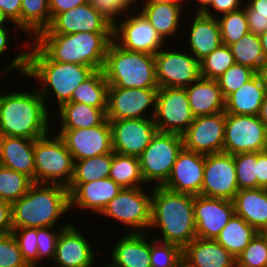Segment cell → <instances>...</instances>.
Returning <instances> with one entry per match:
<instances>
[{
  "instance_id": "6da1fadb",
  "label": "cell",
  "mask_w": 267,
  "mask_h": 267,
  "mask_svg": "<svg viewBox=\"0 0 267 267\" xmlns=\"http://www.w3.org/2000/svg\"><path fill=\"white\" fill-rule=\"evenodd\" d=\"M25 42L24 47H31L18 52L8 66L0 72V78L13 70L23 77L36 78L42 85L38 92L43 97L46 105L50 93L55 95L57 106L68 102L75 89L87 80L96 70L87 65L75 63H60L52 61L33 41ZM24 51V52H23ZM4 70V71H3ZM43 83V84H42ZM53 90V91H52ZM48 96V97H47Z\"/></svg>"
},
{
  "instance_id": "7a4b0ae2",
  "label": "cell",
  "mask_w": 267,
  "mask_h": 267,
  "mask_svg": "<svg viewBox=\"0 0 267 267\" xmlns=\"http://www.w3.org/2000/svg\"><path fill=\"white\" fill-rule=\"evenodd\" d=\"M150 228L162 233L155 239L184 249L196 238L194 196L153 186Z\"/></svg>"
},
{
  "instance_id": "3957f363",
  "label": "cell",
  "mask_w": 267,
  "mask_h": 267,
  "mask_svg": "<svg viewBox=\"0 0 267 267\" xmlns=\"http://www.w3.org/2000/svg\"><path fill=\"white\" fill-rule=\"evenodd\" d=\"M50 115L38 89L4 93L0 95V136L39 139L51 131Z\"/></svg>"
},
{
  "instance_id": "277c9868",
  "label": "cell",
  "mask_w": 267,
  "mask_h": 267,
  "mask_svg": "<svg viewBox=\"0 0 267 267\" xmlns=\"http://www.w3.org/2000/svg\"><path fill=\"white\" fill-rule=\"evenodd\" d=\"M32 40L52 61L102 70L113 32L38 34Z\"/></svg>"
},
{
  "instance_id": "5b68a950",
  "label": "cell",
  "mask_w": 267,
  "mask_h": 267,
  "mask_svg": "<svg viewBox=\"0 0 267 267\" xmlns=\"http://www.w3.org/2000/svg\"><path fill=\"white\" fill-rule=\"evenodd\" d=\"M69 210V192L66 187L33 183L27 193L11 205L12 227H56Z\"/></svg>"
},
{
  "instance_id": "8992f818",
  "label": "cell",
  "mask_w": 267,
  "mask_h": 267,
  "mask_svg": "<svg viewBox=\"0 0 267 267\" xmlns=\"http://www.w3.org/2000/svg\"><path fill=\"white\" fill-rule=\"evenodd\" d=\"M109 86L158 89L155 56L110 43L102 68Z\"/></svg>"
},
{
  "instance_id": "52a82bcc",
  "label": "cell",
  "mask_w": 267,
  "mask_h": 267,
  "mask_svg": "<svg viewBox=\"0 0 267 267\" xmlns=\"http://www.w3.org/2000/svg\"><path fill=\"white\" fill-rule=\"evenodd\" d=\"M35 183L68 188L74 174V160L64 140L56 134L34 141Z\"/></svg>"
},
{
  "instance_id": "ba28073f",
  "label": "cell",
  "mask_w": 267,
  "mask_h": 267,
  "mask_svg": "<svg viewBox=\"0 0 267 267\" xmlns=\"http://www.w3.org/2000/svg\"><path fill=\"white\" fill-rule=\"evenodd\" d=\"M183 147L182 135L157 131L139 157L145 184L150 182L154 186H163Z\"/></svg>"
},
{
  "instance_id": "9c48e42d",
  "label": "cell",
  "mask_w": 267,
  "mask_h": 267,
  "mask_svg": "<svg viewBox=\"0 0 267 267\" xmlns=\"http://www.w3.org/2000/svg\"><path fill=\"white\" fill-rule=\"evenodd\" d=\"M149 192L150 195L143 187L122 188L101 215L132 228L130 232L144 233V229H150L151 221L152 190Z\"/></svg>"
},
{
  "instance_id": "30bf717a",
  "label": "cell",
  "mask_w": 267,
  "mask_h": 267,
  "mask_svg": "<svg viewBox=\"0 0 267 267\" xmlns=\"http://www.w3.org/2000/svg\"><path fill=\"white\" fill-rule=\"evenodd\" d=\"M267 150V127L258 115L225 114L224 152L237 154Z\"/></svg>"
},
{
  "instance_id": "8fae6325",
  "label": "cell",
  "mask_w": 267,
  "mask_h": 267,
  "mask_svg": "<svg viewBox=\"0 0 267 267\" xmlns=\"http://www.w3.org/2000/svg\"><path fill=\"white\" fill-rule=\"evenodd\" d=\"M194 118L185 88H158L154 121L159 132L183 135Z\"/></svg>"
},
{
  "instance_id": "7c38bea8",
  "label": "cell",
  "mask_w": 267,
  "mask_h": 267,
  "mask_svg": "<svg viewBox=\"0 0 267 267\" xmlns=\"http://www.w3.org/2000/svg\"><path fill=\"white\" fill-rule=\"evenodd\" d=\"M157 91L158 89L109 86L107 120L154 118ZM146 112L152 113L150 117Z\"/></svg>"
},
{
  "instance_id": "4fadbf2b",
  "label": "cell",
  "mask_w": 267,
  "mask_h": 267,
  "mask_svg": "<svg viewBox=\"0 0 267 267\" xmlns=\"http://www.w3.org/2000/svg\"><path fill=\"white\" fill-rule=\"evenodd\" d=\"M163 49L154 55L159 88H185L201 77L199 61L193 54Z\"/></svg>"
},
{
  "instance_id": "5bb4252c",
  "label": "cell",
  "mask_w": 267,
  "mask_h": 267,
  "mask_svg": "<svg viewBox=\"0 0 267 267\" xmlns=\"http://www.w3.org/2000/svg\"><path fill=\"white\" fill-rule=\"evenodd\" d=\"M238 191L234 155L226 152L205 155L200 195L233 201Z\"/></svg>"
},
{
  "instance_id": "9a60e30c",
  "label": "cell",
  "mask_w": 267,
  "mask_h": 267,
  "mask_svg": "<svg viewBox=\"0 0 267 267\" xmlns=\"http://www.w3.org/2000/svg\"><path fill=\"white\" fill-rule=\"evenodd\" d=\"M130 15L113 26V40L121 48L155 55L165 47V41L139 11Z\"/></svg>"
},
{
  "instance_id": "2e32d148",
  "label": "cell",
  "mask_w": 267,
  "mask_h": 267,
  "mask_svg": "<svg viewBox=\"0 0 267 267\" xmlns=\"http://www.w3.org/2000/svg\"><path fill=\"white\" fill-rule=\"evenodd\" d=\"M114 152L139 158L157 133L154 118L108 120Z\"/></svg>"
},
{
  "instance_id": "e0dca14e",
  "label": "cell",
  "mask_w": 267,
  "mask_h": 267,
  "mask_svg": "<svg viewBox=\"0 0 267 267\" xmlns=\"http://www.w3.org/2000/svg\"><path fill=\"white\" fill-rule=\"evenodd\" d=\"M57 133L65 142L73 160H83L112 153L110 122L86 129H60Z\"/></svg>"
},
{
  "instance_id": "ac0fdd59",
  "label": "cell",
  "mask_w": 267,
  "mask_h": 267,
  "mask_svg": "<svg viewBox=\"0 0 267 267\" xmlns=\"http://www.w3.org/2000/svg\"><path fill=\"white\" fill-rule=\"evenodd\" d=\"M225 111L197 116L183 136L184 148L200 154L224 152Z\"/></svg>"
},
{
  "instance_id": "d6986e66",
  "label": "cell",
  "mask_w": 267,
  "mask_h": 267,
  "mask_svg": "<svg viewBox=\"0 0 267 267\" xmlns=\"http://www.w3.org/2000/svg\"><path fill=\"white\" fill-rule=\"evenodd\" d=\"M77 32H113V26L88 2L57 14L50 26L39 34Z\"/></svg>"
},
{
  "instance_id": "ffe728a7",
  "label": "cell",
  "mask_w": 267,
  "mask_h": 267,
  "mask_svg": "<svg viewBox=\"0 0 267 267\" xmlns=\"http://www.w3.org/2000/svg\"><path fill=\"white\" fill-rule=\"evenodd\" d=\"M204 167V154L189 151L183 147L163 187L176 193L200 195Z\"/></svg>"
},
{
  "instance_id": "44dd1931",
  "label": "cell",
  "mask_w": 267,
  "mask_h": 267,
  "mask_svg": "<svg viewBox=\"0 0 267 267\" xmlns=\"http://www.w3.org/2000/svg\"><path fill=\"white\" fill-rule=\"evenodd\" d=\"M234 213L233 201L194 196L196 237L215 240Z\"/></svg>"
},
{
  "instance_id": "7402d4cb",
  "label": "cell",
  "mask_w": 267,
  "mask_h": 267,
  "mask_svg": "<svg viewBox=\"0 0 267 267\" xmlns=\"http://www.w3.org/2000/svg\"><path fill=\"white\" fill-rule=\"evenodd\" d=\"M76 227L70 223L61 230L52 260L56 267H95L97 253L94 254L91 242Z\"/></svg>"
},
{
  "instance_id": "603a6c76",
  "label": "cell",
  "mask_w": 267,
  "mask_h": 267,
  "mask_svg": "<svg viewBox=\"0 0 267 267\" xmlns=\"http://www.w3.org/2000/svg\"><path fill=\"white\" fill-rule=\"evenodd\" d=\"M67 189L70 209L76 207L100 215L122 187L111 178H103L88 183H70Z\"/></svg>"
},
{
  "instance_id": "cb8c5ba5",
  "label": "cell",
  "mask_w": 267,
  "mask_h": 267,
  "mask_svg": "<svg viewBox=\"0 0 267 267\" xmlns=\"http://www.w3.org/2000/svg\"><path fill=\"white\" fill-rule=\"evenodd\" d=\"M186 267H236V258L213 239L196 237L183 249Z\"/></svg>"
},
{
  "instance_id": "d4e9b609",
  "label": "cell",
  "mask_w": 267,
  "mask_h": 267,
  "mask_svg": "<svg viewBox=\"0 0 267 267\" xmlns=\"http://www.w3.org/2000/svg\"><path fill=\"white\" fill-rule=\"evenodd\" d=\"M34 141L0 136V165L28 176L35 183Z\"/></svg>"
},
{
  "instance_id": "484cf974",
  "label": "cell",
  "mask_w": 267,
  "mask_h": 267,
  "mask_svg": "<svg viewBox=\"0 0 267 267\" xmlns=\"http://www.w3.org/2000/svg\"><path fill=\"white\" fill-rule=\"evenodd\" d=\"M144 233L125 234L111 250V261L118 267H151L150 238Z\"/></svg>"
},
{
  "instance_id": "4316f807",
  "label": "cell",
  "mask_w": 267,
  "mask_h": 267,
  "mask_svg": "<svg viewBox=\"0 0 267 267\" xmlns=\"http://www.w3.org/2000/svg\"><path fill=\"white\" fill-rule=\"evenodd\" d=\"M185 90L194 117L224 112L225 98L216 80L200 77Z\"/></svg>"
},
{
  "instance_id": "83f0119b",
  "label": "cell",
  "mask_w": 267,
  "mask_h": 267,
  "mask_svg": "<svg viewBox=\"0 0 267 267\" xmlns=\"http://www.w3.org/2000/svg\"><path fill=\"white\" fill-rule=\"evenodd\" d=\"M189 31L188 38L190 37V42L188 44H190V53L198 61H201L222 44L220 28L216 17L196 13Z\"/></svg>"
},
{
  "instance_id": "f1b7e54d",
  "label": "cell",
  "mask_w": 267,
  "mask_h": 267,
  "mask_svg": "<svg viewBox=\"0 0 267 267\" xmlns=\"http://www.w3.org/2000/svg\"><path fill=\"white\" fill-rule=\"evenodd\" d=\"M266 95V89L257 73L240 89L225 98V114L258 115Z\"/></svg>"
},
{
  "instance_id": "f546056e",
  "label": "cell",
  "mask_w": 267,
  "mask_h": 267,
  "mask_svg": "<svg viewBox=\"0 0 267 267\" xmlns=\"http://www.w3.org/2000/svg\"><path fill=\"white\" fill-rule=\"evenodd\" d=\"M235 214L252 225L258 232L267 227V189H242L234 199Z\"/></svg>"
},
{
  "instance_id": "4dcf8cb0",
  "label": "cell",
  "mask_w": 267,
  "mask_h": 267,
  "mask_svg": "<svg viewBox=\"0 0 267 267\" xmlns=\"http://www.w3.org/2000/svg\"><path fill=\"white\" fill-rule=\"evenodd\" d=\"M141 7L139 12L151 23L165 42L166 38L178 33L183 6L144 2Z\"/></svg>"
},
{
  "instance_id": "1f68e13d",
  "label": "cell",
  "mask_w": 267,
  "mask_h": 267,
  "mask_svg": "<svg viewBox=\"0 0 267 267\" xmlns=\"http://www.w3.org/2000/svg\"><path fill=\"white\" fill-rule=\"evenodd\" d=\"M60 129H86L102 125L107 120V110L79 102H65L58 108Z\"/></svg>"
},
{
  "instance_id": "d6a6232c",
  "label": "cell",
  "mask_w": 267,
  "mask_h": 267,
  "mask_svg": "<svg viewBox=\"0 0 267 267\" xmlns=\"http://www.w3.org/2000/svg\"><path fill=\"white\" fill-rule=\"evenodd\" d=\"M258 231L235 213L216 237V241L237 258Z\"/></svg>"
},
{
  "instance_id": "836d02e7",
  "label": "cell",
  "mask_w": 267,
  "mask_h": 267,
  "mask_svg": "<svg viewBox=\"0 0 267 267\" xmlns=\"http://www.w3.org/2000/svg\"><path fill=\"white\" fill-rule=\"evenodd\" d=\"M20 29L35 38L46 30L51 23L49 0H22Z\"/></svg>"
},
{
  "instance_id": "e575fe53",
  "label": "cell",
  "mask_w": 267,
  "mask_h": 267,
  "mask_svg": "<svg viewBox=\"0 0 267 267\" xmlns=\"http://www.w3.org/2000/svg\"><path fill=\"white\" fill-rule=\"evenodd\" d=\"M108 87L103 71L96 70L73 92L68 102L84 103L95 108L107 110Z\"/></svg>"
},
{
  "instance_id": "d590c367",
  "label": "cell",
  "mask_w": 267,
  "mask_h": 267,
  "mask_svg": "<svg viewBox=\"0 0 267 267\" xmlns=\"http://www.w3.org/2000/svg\"><path fill=\"white\" fill-rule=\"evenodd\" d=\"M109 178L122 188L144 187L145 183L141 175L139 158L114 151Z\"/></svg>"
},
{
  "instance_id": "8d00e7d4",
  "label": "cell",
  "mask_w": 267,
  "mask_h": 267,
  "mask_svg": "<svg viewBox=\"0 0 267 267\" xmlns=\"http://www.w3.org/2000/svg\"><path fill=\"white\" fill-rule=\"evenodd\" d=\"M235 63L247 66L258 73L266 61L259 35L246 33L237 42L229 46Z\"/></svg>"
},
{
  "instance_id": "74e56055",
  "label": "cell",
  "mask_w": 267,
  "mask_h": 267,
  "mask_svg": "<svg viewBox=\"0 0 267 267\" xmlns=\"http://www.w3.org/2000/svg\"><path fill=\"white\" fill-rule=\"evenodd\" d=\"M112 158L113 152L74 161V174L71 183H88L109 178Z\"/></svg>"
},
{
  "instance_id": "f35d334b",
  "label": "cell",
  "mask_w": 267,
  "mask_h": 267,
  "mask_svg": "<svg viewBox=\"0 0 267 267\" xmlns=\"http://www.w3.org/2000/svg\"><path fill=\"white\" fill-rule=\"evenodd\" d=\"M32 184L25 174L0 165V200L12 205L27 193Z\"/></svg>"
},
{
  "instance_id": "ab89813d",
  "label": "cell",
  "mask_w": 267,
  "mask_h": 267,
  "mask_svg": "<svg viewBox=\"0 0 267 267\" xmlns=\"http://www.w3.org/2000/svg\"><path fill=\"white\" fill-rule=\"evenodd\" d=\"M235 63L229 46L221 44L208 56L199 61L200 76L206 79L217 80Z\"/></svg>"
},
{
  "instance_id": "60d3db41",
  "label": "cell",
  "mask_w": 267,
  "mask_h": 267,
  "mask_svg": "<svg viewBox=\"0 0 267 267\" xmlns=\"http://www.w3.org/2000/svg\"><path fill=\"white\" fill-rule=\"evenodd\" d=\"M222 44L230 46L249 32L247 17L243 8L217 17Z\"/></svg>"
},
{
  "instance_id": "b9f144b4",
  "label": "cell",
  "mask_w": 267,
  "mask_h": 267,
  "mask_svg": "<svg viewBox=\"0 0 267 267\" xmlns=\"http://www.w3.org/2000/svg\"><path fill=\"white\" fill-rule=\"evenodd\" d=\"M151 267H180L183 264V249L177 245L150 240Z\"/></svg>"
},
{
  "instance_id": "7bdbcfd3",
  "label": "cell",
  "mask_w": 267,
  "mask_h": 267,
  "mask_svg": "<svg viewBox=\"0 0 267 267\" xmlns=\"http://www.w3.org/2000/svg\"><path fill=\"white\" fill-rule=\"evenodd\" d=\"M239 190L257 188V152L234 154Z\"/></svg>"
},
{
  "instance_id": "ee69618b",
  "label": "cell",
  "mask_w": 267,
  "mask_h": 267,
  "mask_svg": "<svg viewBox=\"0 0 267 267\" xmlns=\"http://www.w3.org/2000/svg\"><path fill=\"white\" fill-rule=\"evenodd\" d=\"M256 74L257 73L253 69L234 63L216 81L221 89L223 97L226 98L232 92L240 89Z\"/></svg>"
},
{
  "instance_id": "f6af8a7d",
  "label": "cell",
  "mask_w": 267,
  "mask_h": 267,
  "mask_svg": "<svg viewBox=\"0 0 267 267\" xmlns=\"http://www.w3.org/2000/svg\"><path fill=\"white\" fill-rule=\"evenodd\" d=\"M236 267H267V242L260 232L236 258Z\"/></svg>"
},
{
  "instance_id": "bcb514c9",
  "label": "cell",
  "mask_w": 267,
  "mask_h": 267,
  "mask_svg": "<svg viewBox=\"0 0 267 267\" xmlns=\"http://www.w3.org/2000/svg\"><path fill=\"white\" fill-rule=\"evenodd\" d=\"M12 234L16 238L21 255L29 267H37L38 251H37V228H15Z\"/></svg>"
},
{
  "instance_id": "7dc6e473",
  "label": "cell",
  "mask_w": 267,
  "mask_h": 267,
  "mask_svg": "<svg viewBox=\"0 0 267 267\" xmlns=\"http://www.w3.org/2000/svg\"><path fill=\"white\" fill-rule=\"evenodd\" d=\"M243 9L248 22L249 32L261 35L267 32V0H248Z\"/></svg>"
},
{
  "instance_id": "c3c4849f",
  "label": "cell",
  "mask_w": 267,
  "mask_h": 267,
  "mask_svg": "<svg viewBox=\"0 0 267 267\" xmlns=\"http://www.w3.org/2000/svg\"><path fill=\"white\" fill-rule=\"evenodd\" d=\"M92 5L112 26L119 20L118 16L128 15L130 7L136 3V0H89ZM130 9V10H129ZM117 16V17H116Z\"/></svg>"
},
{
  "instance_id": "681fc988",
  "label": "cell",
  "mask_w": 267,
  "mask_h": 267,
  "mask_svg": "<svg viewBox=\"0 0 267 267\" xmlns=\"http://www.w3.org/2000/svg\"><path fill=\"white\" fill-rule=\"evenodd\" d=\"M0 267H29L12 233L0 235Z\"/></svg>"
},
{
  "instance_id": "f907efd6",
  "label": "cell",
  "mask_w": 267,
  "mask_h": 267,
  "mask_svg": "<svg viewBox=\"0 0 267 267\" xmlns=\"http://www.w3.org/2000/svg\"><path fill=\"white\" fill-rule=\"evenodd\" d=\"M70 223L64 224L63 226L60 224L59 230H55L56 227H43L37 228V251H38V265L43 262L42 260L50 259L53 260L56 250V243L58 237L61 233V230L69 225ZM53 229V230H52ZM40 262V263H39Z\"/></svg>"
},
{
  "instance_id": "816d5d0a",
  "label": "cell",
  "mask_w": 267,
  "mask_h": 267,
  "mask_svg": "<svg viewBox=\"0 0 267 267\" xmlns=\"http://www.w3.org/2000/svg\"><path fill=\"white\" fill-rule=\"evenodd\" d=\"M242 2L243 1L241 0H212L210 7H208L203 14L217 18L223 14L234 12L243 8L244 5ZM213 11L217 14L216 16L213 14Z\"/></svg>"
},
{
  "instance_id": "f5cc1de1",
  "label": "cell",
  "mask_w": 267,
  "mask_h": 267,
  "mask_svg": "<svg viewBox=\"0 0 267 267\" xmlns=\"http://www.w3.org/2000/svg\"><path fill=\"white\" fill-rule=\"evenodd\" d=\"M22 0H0V10L20 30Z\"/></svg>"
},
{
  "instance_id": "db71d44e",
  "label": "cell",
  "mask_w": 267,
  "mask_h": 267,
  "mask_svg": "<svg viewBox=\"0 0 267 267\" xmlns=\"http://www.w3.org/2000/svg\"><path fill=\"white\" fill-rule=\"evenodd\" d=\"M89 0H49L51 20L60 13L73 9L76 6L88 3Z\"/></svg>"
},
{
  "instance_id": "11a10c76",
  "label": "cell",
  "mask_w": 267,
  "mask_h": 267,
  "mask_svg": "<svg viewBox=\"0 0 267 267\" xmlns=\"http://www.w3.org/2000/svg\"><path fill=\"white\" fill-rule=\"evenodd\" d=\"M11 204L0 200V235L12 233Z\"/></svg>"
},
{
  "instance_id": "9f6ffc18",
  "label": "cell",
  "mask_w": 267,
  "mask_h": 267,
  "mask_svg": "<svg viewBox=\"0 0 267 267\" xmlns=\"http://www.w3.org/2000/svg\"><path fill=\"white\" fill-rule=\"evenodd\" d=\"M257 188L267 189V150L257 152Z\"/></svg>"
},
{
  "instance_id": "6f0895ef",
  "label": "cell",
  "mask_w": 267,
  "mask_h": 267,
  "mask_svg": "<svg viewBox=\"0 0 267 267\" xmlns=\"http://www.w3.org/2000/svg\"><path fill=\"white\" fill-rule=\"evenodd\" d=\"M8 27H0V56L4 55L6 50L9 49V31L7 29Z\"/></svg>"
},
{
  "instance_id": "680465c9",
  "label": "cell",
  "mask_w": 267,
  "mask_h": 267,
  "mask_svg": "<svg viewBox=\"0 0 267 267\" xmlns=\"http://www.w3.org/2000/svg\"><path fill=\"white\" fill-rule=\"evenodd\" d=\"M258 117L261 122L267 127V93L264 97Z\"/></svg>"
},
{
  "instance_id": "91938a15",
  "label": "cell",
  "mask_w": 267,
  "mask_h": 267,
  "mask_svg": "<svg viewBox=\"0 0 267 267\" xmlns=\"http://www.w3.org/2000/svg\"><path fill=\"white\" fill-rule=\"evenodd\" d=\"M197 11L195 13H203L211 4L212 0H196Z\"/></svg>"
},
{
  "instance_id": "94428289",
  "label": "cell",
  "mask_w": 267,
  "mask_h": 267,
  "mask_svg": "<svg viewBox=\"0 0 267 267\" xmlns=\"http://www.w3.org/2000/svg\"><path fill=\"white\" fill-rule=\"evenodd\" d=\"M258 74L260 75L264 87L266 89V93H267V61H265L260 69V71L258 72Z\"/></svg>"
},
{
  "instance_id": "6125c7cd",
  "label": "cell",
  "mask_w": 267,
  "mask_h": 267,
  "mask_svg": "<svg viewBox=\"0 0 267 267\" xmlns=\"http://www.w3.org/2000/svg\"><path fill=\"white\" fill-rule=\"evenodd\" d=\"M260 43L264 52V58L267 61V32L259 35Z\"/></svg>"
},
{
  "instance_id": "be15d7a7",
  "label": "cell",
  "mask_w": 267,
  "mask_h": 267,
  "mask_svg": "<svg viewBox=\"0 0 267 267\" xmlns=\"http://www.w3.org/2000/svg\"><path fill=\"white\" fill-rule=\"evenodd\" d=\"M151 2V3H169L182 6V1L184 0H143V2Z\"/></svg>"
},
{
  "instance_id": "e7e4bbea",
  "label": "cell",
  "mask_w": 267,
  "mask_h": 267,
  "mask_svg": "<svg viewBox=\"0 0 267 267\" xmlns=\"http://www.w3.org/2000/svg\"><path fill=\"white\" fill-rule=\"evenodd\" d=\"M6 22H9V20L7 19V17L3 14V11L0 10V27H4L6 26Z\"/></svg>"
},
{
  "instance_id": "03108f58",
  "label": "cell",
  "mask_w": 267,
  "mask_h": 267,
  "mask_svg": "<svg viewBox=\"0 0 267 267\" xmlns=\"http://www.w3.org/2000/svg\"><path fill=\"white\" fill-rule=\"evenodd\" d=\"M260 234L265 238L267 242V227H264L261 231Z\"/></svg>"
},
{
  "instance_id": "003e7915",
  "label": "cell",
  "mask_w": 267,
  "mask_h": 267,
  "mask_svg": "<svg viewBox=\"0 0 267 267\" xmlns=\"http://www.w3.org/2000/svg\"><path fill=\"white\" fill-rule=\"evenodd\" d=\"M104 267H118L117 265H115L113 262H110V264H108V266H104Z\"/></svg>"
}]
</instances>
